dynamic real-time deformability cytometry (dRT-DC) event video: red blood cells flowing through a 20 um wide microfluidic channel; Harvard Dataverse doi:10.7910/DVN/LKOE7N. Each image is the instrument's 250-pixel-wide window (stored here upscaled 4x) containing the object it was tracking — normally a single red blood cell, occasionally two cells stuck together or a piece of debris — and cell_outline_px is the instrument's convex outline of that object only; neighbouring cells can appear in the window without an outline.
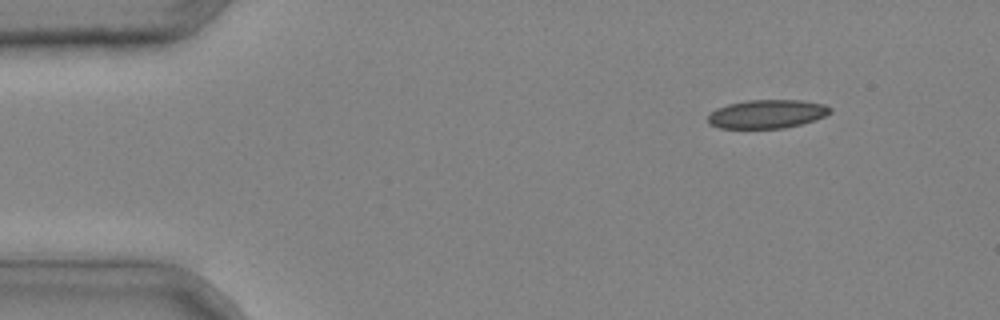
{"species": "common noctule bat (a hibernating species)", "species_latin": "Nyctalus noctula", "temperature_condition": "cold", "stored_images_in_passage": 35, "camera_frame_rate_fps": 3000, "um_per_image_px": 0.085, "animal": {"sex": "male", "body_mass_g": 20.4}, "frame": {"image": 1, "passage_image": 1, "time_ms": 0.0, "image_size_px": [1000, 320], "cell_outline_px": [[832, 112], [816, 120], [784, 128], [720, 128], [708, 124], [708, 116], [716, 108], [728, 104], [748, 100], [800, 100], [824, 104], [832, 108]], "centroid_in_image_um": [65.2, 9.69], "position_along_channel_um": 19.8, "area_um2": 20.4}}
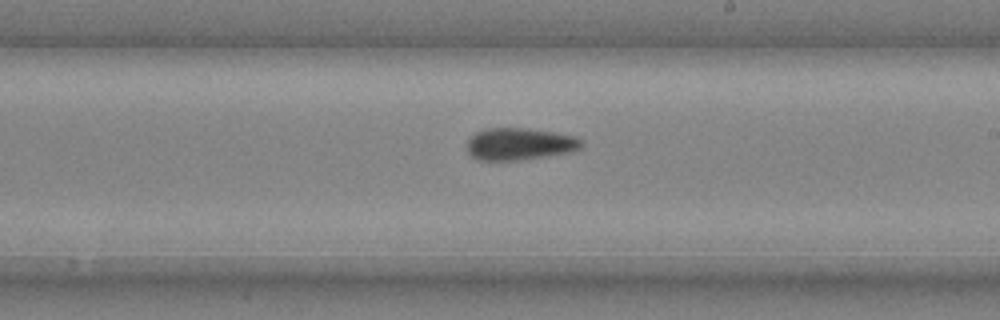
{"frame": {"image": 2, "passage_image": 21, "time_ms": 6.667, "image_size_px": [1000, 320], "cell_outline_px": [[584, 144], [576, 152], [520, 160], [476, 160], [468, 152], [468, 140], [476, 132], [484, 128], [524, 128], [552, 132], [572, 136], [580, 140]], "centroid_in_image_um": [44.17, 12.25], "position_along_channel_um": 244.8, "area_um2": 21.44}}
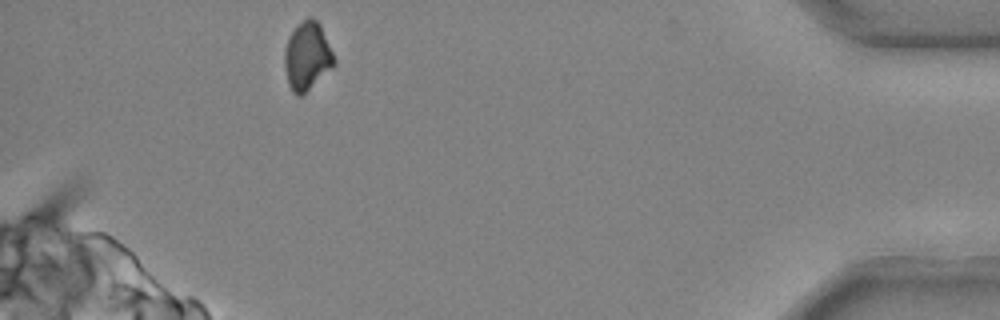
{"frame": {"image": 3, "passage_image": 35, "time_ms": 11.333, "image_size_px": [1000, 320], "cell_outline_px": [[336, 64], [332, 68], [300, 96], [296, 96], [292, 92], [288, 84], [284, 64], [284, 48], [288, 36], [308, 16], [312, 16], [320, 24], [336, 60]], "centroid_in_image_um": [26.1, 4.77], "position_along_channel_um": 409.1, "area_um2": 19.59}}